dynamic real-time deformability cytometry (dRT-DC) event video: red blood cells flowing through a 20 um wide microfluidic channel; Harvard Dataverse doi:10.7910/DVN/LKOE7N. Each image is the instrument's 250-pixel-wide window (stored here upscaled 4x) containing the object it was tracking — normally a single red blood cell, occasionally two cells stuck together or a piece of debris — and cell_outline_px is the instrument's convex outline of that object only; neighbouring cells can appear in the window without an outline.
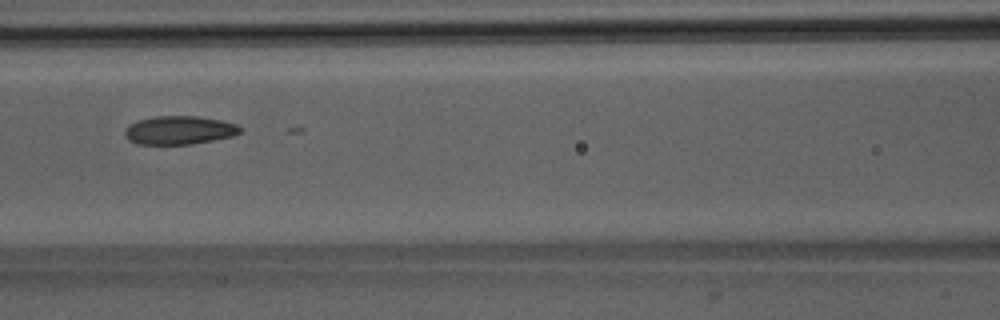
{"species": "Egyptian fruit bat (a non-hibernating species)", "species_latin": "Rousettus aegyptiacus", "temperature_condition": "room temperature", "stored_images_in_passage": 5, "camera_frame_rate_fps": 3000, "um_per_image_px": 0.085, "animal": {"sex": "male"}, "frame": {"image": 1, "passage_image": 4, "time_ms": 3.333, "image_size_px": [1000, 320], "cell_outline_px": [[240, 132], [232, 136], [192, 144], [136, 144], [128, 140], [124, 136], [124, 128], [128, 124], [136, 120], [156, 116], [196, 116], [220, 120], [236, 124], [240, 128]], "centroid_in_image_um": [15.15, 11.06], "position_along_channel_um": 151.4, "area_um2": 19.19}}